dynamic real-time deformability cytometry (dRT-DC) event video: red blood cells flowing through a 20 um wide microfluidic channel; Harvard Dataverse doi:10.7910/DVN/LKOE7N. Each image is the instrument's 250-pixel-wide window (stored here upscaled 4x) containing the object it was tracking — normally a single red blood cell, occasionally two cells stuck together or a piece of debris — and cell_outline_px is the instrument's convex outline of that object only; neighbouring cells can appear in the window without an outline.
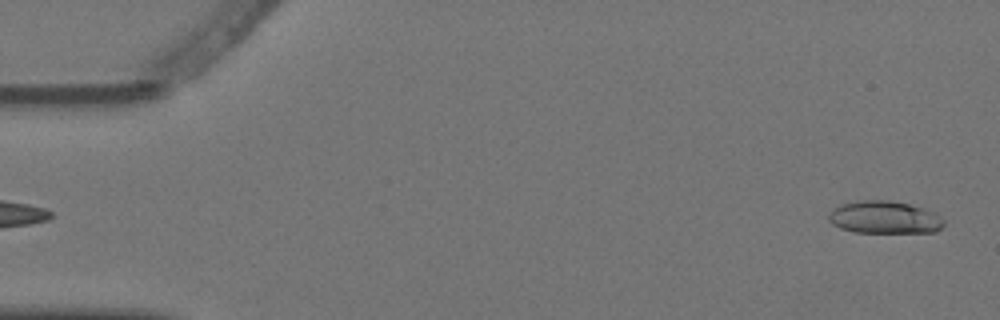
{"species": "Egyptian fruit bat (a non-hibernating species)", "species_latin": "Rousettus aegyptiacus", "temperature_condition": "warm", "stored_images_in_passage": 5, "segment_of_instrument_passage": [2, 2], "camera_frame_rate_fps": 3000, "um_per_image_px": 0.085, "animal": {"sex": "female"}, "frame": {"image": 1, "passage_image": 5, "time_ms": 1.333, "image_size_px": [1000, 320], "cell_outline_px": [[944, 224], [936, 232], [856, 232], [840, 228], [832, 224], [828, 220], [828, 212], [840, 204], [864, 200], [888, 200], [908, 204], [936, 212], [944, 220]], "centroid_in_image_um": [75.17, 18.47], "position_along_channel_um": 9.8, "area_um2": 21.85}}